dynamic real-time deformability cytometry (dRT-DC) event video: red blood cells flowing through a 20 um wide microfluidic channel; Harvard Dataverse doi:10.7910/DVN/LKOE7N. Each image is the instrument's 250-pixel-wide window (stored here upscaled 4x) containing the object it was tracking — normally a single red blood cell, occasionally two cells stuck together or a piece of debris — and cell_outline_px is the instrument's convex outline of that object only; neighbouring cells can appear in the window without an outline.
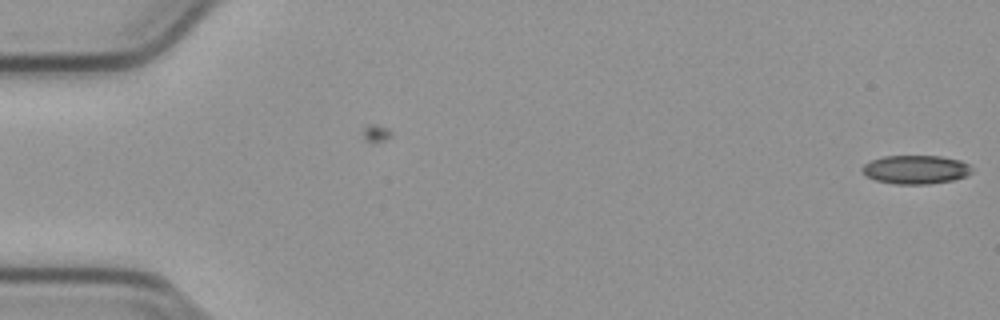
{"species": "common noctule bat (a hibernating species)", "species_latin": "Nyctalus noctula", "temperature_condition": "cold", "stored_images_in_passage": 6, "camera_frame_rate_fps": 3000, "um_per_image_px": 0.085, "animal": {"sex": "male", "body_mass_g": 23.1, "forearm_length_mm": 52.7}, "frame": {"image": 1, "passage_image": 6, "time_ms": 1.667, "image_size_px": [1000, 320], "cell_outline_px": [[972, 172], [968, 176], [952, 180], [928, 184], [892, 184], [876, 180], [864, 176], [860, 168], [864, 164], [872, 160], [884, 156], [940, 156], [960, 160], [968, 164], [972, 168]], "centroid_in_image_um": [77.82, 14.42], "position_along_channel_um": 7.2, "area_um2": 18.5}}